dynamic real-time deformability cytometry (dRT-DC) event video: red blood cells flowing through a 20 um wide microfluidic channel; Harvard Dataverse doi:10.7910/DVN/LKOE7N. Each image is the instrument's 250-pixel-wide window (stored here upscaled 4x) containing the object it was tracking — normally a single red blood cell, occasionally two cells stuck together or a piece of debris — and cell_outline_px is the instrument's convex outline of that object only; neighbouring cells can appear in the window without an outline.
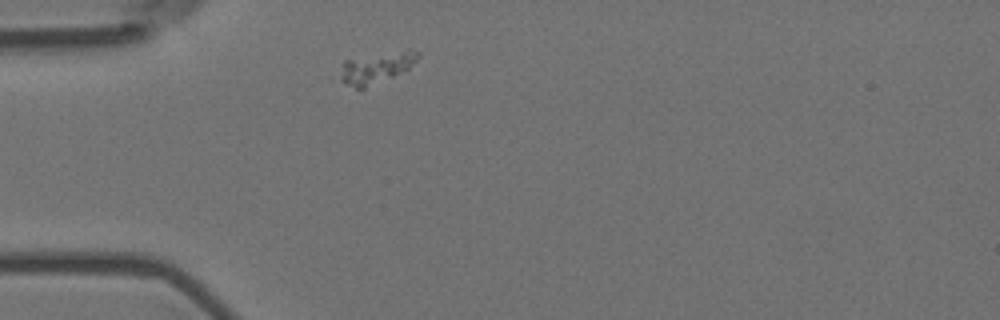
{"species": "Egyptian fruit bat (a non-hibernating species)", "species_latin": "Rousettus aegyptiacus", "temperature_condition": "room temperature", "stored_images_in_passage": 1, "camera_frame_rate_fps": 3000, "um_per_image_px": 0.085, "animal": {"sex": "female"}, "frame": {"image": 1, "passage_image": 1, "time_ms": 0.0, "image_size_px": [1000, 320], "cell_outline_px": [[420, 56], [408, 68], [392, 76], [364, 88], [356, 88], [344, 84], [332, 76], [344, 60], [408, 48], [420, 52]], "centroid_in_image_um": [31.85, 5.74], "position_along_channel_um": 53.1, "area_um2": 14.57}}